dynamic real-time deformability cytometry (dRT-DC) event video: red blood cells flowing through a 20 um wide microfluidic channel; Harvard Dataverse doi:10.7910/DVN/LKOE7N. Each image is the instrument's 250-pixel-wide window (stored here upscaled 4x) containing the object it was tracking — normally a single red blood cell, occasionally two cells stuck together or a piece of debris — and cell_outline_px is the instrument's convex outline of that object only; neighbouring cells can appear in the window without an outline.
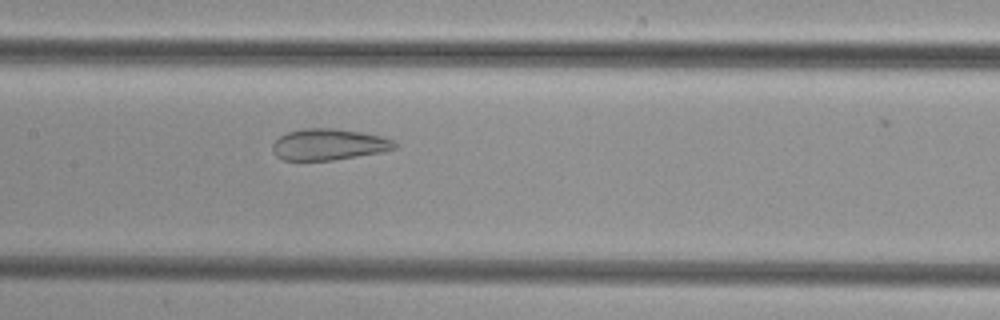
{"species": "common noctule bat (a hibernating species)", "species_latin": "Nyctalus noctula", "temperature_condition": "cold", "stored_images_in_passage": 51, "camera_frame_rate_fps": 3000, "um_per_image_px": 0.085, "animal": {"sex": "female", "body_mass_g": 29.2, "forearm_length_mm": 56.3}, "frame": {"image": 1, "passage_image": 25, "time_ms": 8.0, "image_size_px": [1000, 320], "cell_outline_px": [[396, 148], [380, 152], [332, 160], [284, 160], [276, 156], [272, 152], [272, 144], [280, 136], [288, 132], [304, 128], [336, 128], [360, 132], [380, 136], [392, 140], [396, 144]], "centroid_in_image_um": [27.9, 12.27], "position_along_channel_um": 179.5, "area_um2": 22.08}}
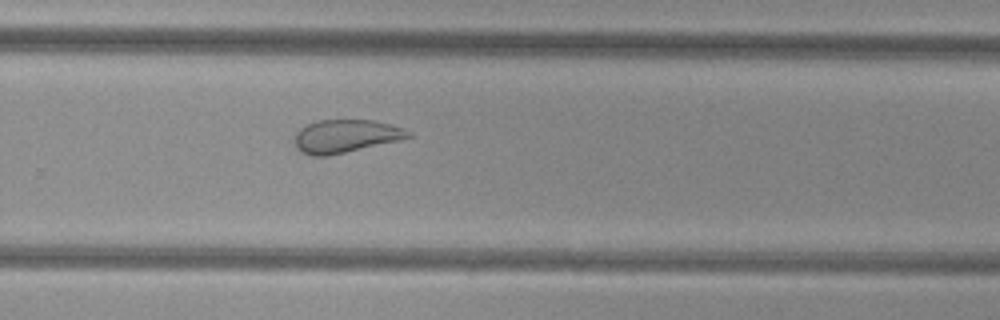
{"frame": {"image": 2, "passage_image": 34, "time_ms": 11.0, "image_size_px": [1000, 320], "cell_outline_px": [[412, 136], [400, 140], [328, 156], [312, 156], [300, 152], [296, 148], [296, 132], [300, 128], [316, 120], [376, 120], [404, 128], [412, 132]], "centroid_in_image_um": [29.39, 11.57], "position_along_channel_um": 300.4, "area_um2": 21.96}}
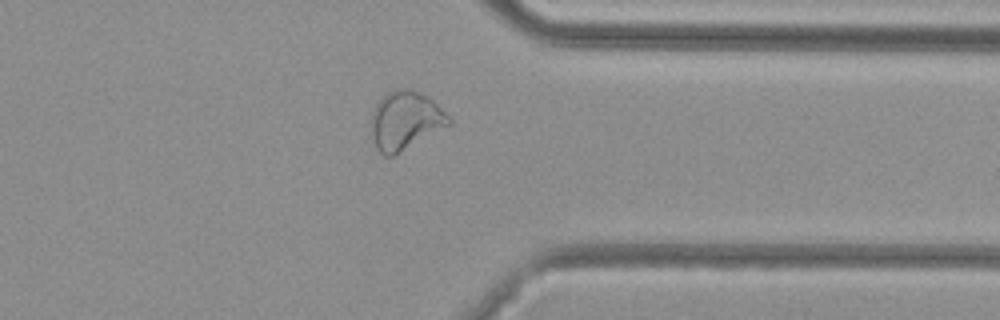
{"frame": {"image": 3, "passage_image": 40, "time_ms": 13.0, "image_size_px": [1000, 320], "cell_outline_px": [[452, 124], [392, 156], [384, 156], [376, 148], [372, 136], [372, 112], [376, 104], [388, 92], [396, 88], [412, 88], [428, 96], [452, 120]], "centroid_in_image_um": [34.46, 10.23], "position_along_channel_um": 376.9, "area_um2": 26.24}}